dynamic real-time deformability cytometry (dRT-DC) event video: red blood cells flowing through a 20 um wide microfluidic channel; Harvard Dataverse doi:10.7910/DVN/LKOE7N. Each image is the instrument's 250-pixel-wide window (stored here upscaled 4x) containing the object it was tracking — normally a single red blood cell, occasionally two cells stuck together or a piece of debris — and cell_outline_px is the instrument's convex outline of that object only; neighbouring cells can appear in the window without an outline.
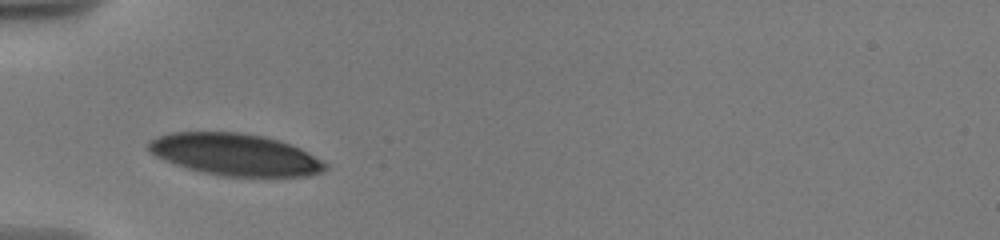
{"species": "human", "species_latin": "Homo sapiens", "temperature_condition": "warm", "stored_images_in_passage": 2, "camera_frame_rate_fps": 3000, "um_per_image_px": 0.085, "donor": {"sex": "male"}, "frame": {"image": 1, "passage_image": 1, "time_ms": 0.0, "image_size_px": [1000, 240], "cell_outline_px": [[328, 168], [324, 172], [308, 176], [220, 176], [188, 168], [176, 164], [156, 156], [148, 148], [148, 140], [156, 136], [168, 132], [240, 132], [264, 136], [280, 140], [292, 144], [300, 148], [328, 164]], "centroid_in_image_um": [20.01, 13.12], "position_along_channel_um": 65.0, "area_um2": 43.23}}